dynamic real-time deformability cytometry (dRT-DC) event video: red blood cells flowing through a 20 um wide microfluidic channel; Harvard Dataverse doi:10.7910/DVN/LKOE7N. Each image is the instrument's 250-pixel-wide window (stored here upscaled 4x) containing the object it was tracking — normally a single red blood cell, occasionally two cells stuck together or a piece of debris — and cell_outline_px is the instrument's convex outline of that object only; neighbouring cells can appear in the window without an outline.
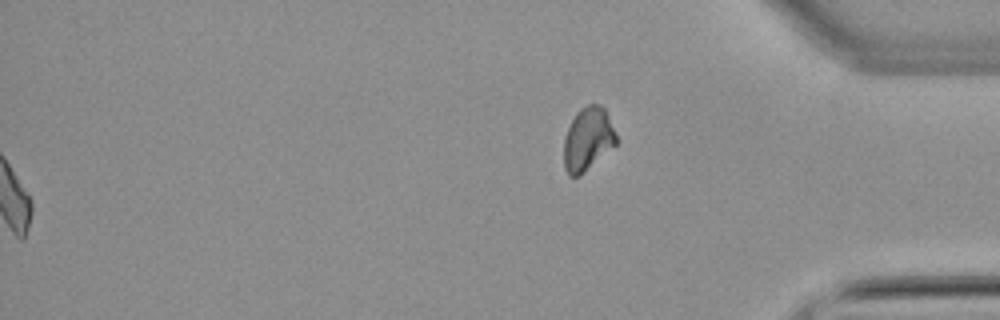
{"species": "common noctule bat (a hibernating species)", "species_latin": "Nyctalus noctula", "temperature_condition": "warm", "stored_images_in_passage": 62, "segment_of_instrument_passage": [2, 2], "camera_frame_rate_fps": 3000, "um_per_image_px": 0.085, "animal": {"sex": "male", "body_mass_g": 21.5, "forearm_length_mm": 52.0}, "frame": {"image": 1, "passage_image": 62, "time_ms": 20.333, "image_size_px": [1000, 320], "cell_outline_px": [[616, 144], [580, 176], [568, 176], [564, 168], [564, 136], [576, 112], [580, 108], [588, 104], [600, 104], [604, 108], [616, 132]], "centroid_in_image_um": [49.95, 11.82], "position_along_channel_um": 385.3, "area_um2": 19.31}}